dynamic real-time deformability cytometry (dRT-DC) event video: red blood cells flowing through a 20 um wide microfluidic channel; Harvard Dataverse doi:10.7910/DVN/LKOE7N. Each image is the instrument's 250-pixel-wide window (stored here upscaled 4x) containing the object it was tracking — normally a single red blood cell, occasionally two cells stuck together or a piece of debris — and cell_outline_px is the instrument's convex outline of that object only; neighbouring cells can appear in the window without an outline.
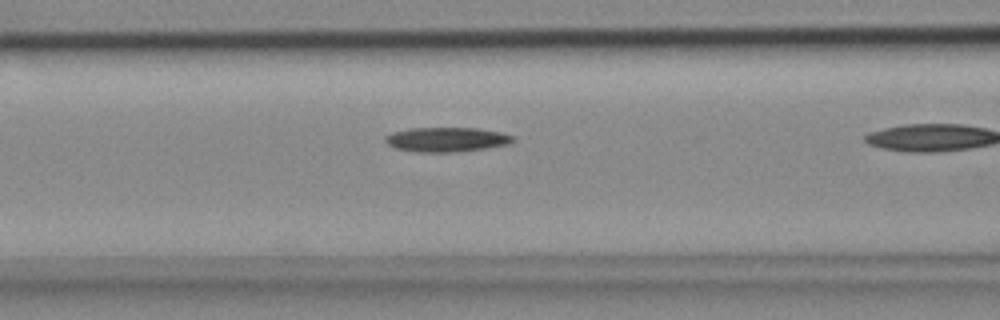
{"species": "common noctule bat (a hibernating species)", "species_latin": "Nyctalus noctula", "temperature_condition": "cold", "stored_images_in_passage": 22, "camera_frame_rate_fps": 3000, "um_per_image_px": 0.085, "animal": {"sex": "female", "body_mass_g": 18.4}, "frame": {"image": 1, "passage_image": 18, "time_ms": 5.667, "image_size_px": [1000, 320], "cell_outline_px": [[516, 140], [512, 144], [460, 152], [412, 152], [396, 148], [388, 144], [384, 140], [384, 136], [392, 132], [408, 128], [476, 128], [500, 132], [516, 136]], "centroid_in_image_um": [37.99, 11.86], "position_along_channel_um": 128.6, "area_um2": 18.61}}
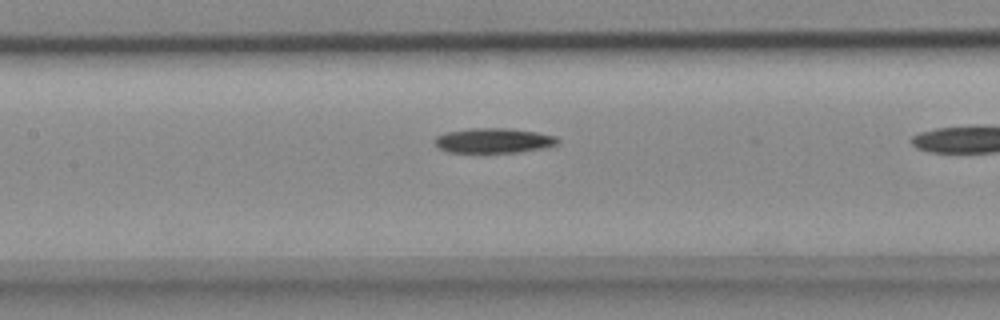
{"frame": {"image": 2, "passage_image": 21, "time_ms": 6.667, "image_size_px": [1000, 320], "cell_outline_px": [[560, 140], [556, 144], [544, 148], [520, 152], [448, 152], [436, 148], [432, 140], [436, 136], [444, 132], [468, 128], [508, 128], [536, 132], [556, 136]], "centroid_in_image_um": [41.89, 11.94], "position_along_channel_um": 165.5, "area_um2": 18.09}}